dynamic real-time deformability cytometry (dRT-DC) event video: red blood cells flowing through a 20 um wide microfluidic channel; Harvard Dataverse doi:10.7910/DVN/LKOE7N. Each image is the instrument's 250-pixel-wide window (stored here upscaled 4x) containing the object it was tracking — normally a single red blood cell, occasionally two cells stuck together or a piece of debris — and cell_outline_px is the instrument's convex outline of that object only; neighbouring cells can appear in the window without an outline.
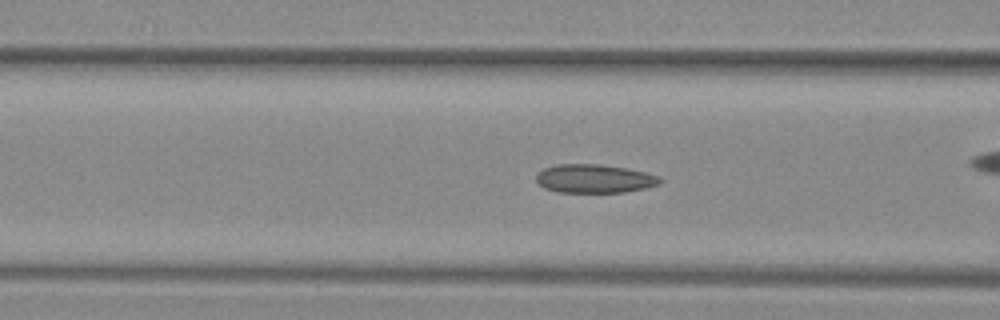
{"species": "common noctule bat (a hibernating species)", "species_latin": "Nyctalus noctula", "temperature_condition": "warm", "stored_images_in_passage": 50, "camera_frame_rate_fps": 3000, "um_per_image_px": 0.085, "animal": {"sex": "female", "body_mass_g": 29.2, "forearm_length_mm": 56.3}, "frame": {"image": 1, "passage_image": 19, "time_ms": 6.0, "image_size_px": [1000, 320], "cell_outline_px": [[664, 180], [660, 184], [644, 188], [624, 192], [556, 192], [544, 188], [536, 180], [536, 176], [544, 168], [556, 164], [600, 164], [624, 168], [644, 172], [660, 176]], "centroid_in_image_um": [50.53, 15.18], "position_along_channel_um": 116.1, "area_um2": 20.58}}
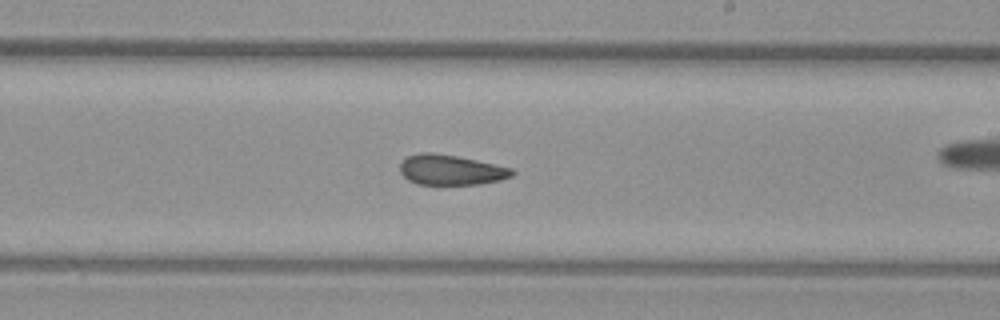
{"frame": {"image": 2, "passage_image": 29, "time_ms": 9.333, "image_size_px": [1000, 320], "cell_outline_px": [[516, 172], [512, 176], [500, 180], [480, 184], [416, 184], [408, 180], [400, 172], [400, 164], [408, 156], [420, 152], [432, 152], [456, 156], [476, 160], [512, 168]], "centroid_in_image_um": [38.32, 14.44], "position_along_channel_um": 250.7, "area_um2": 19.65}}
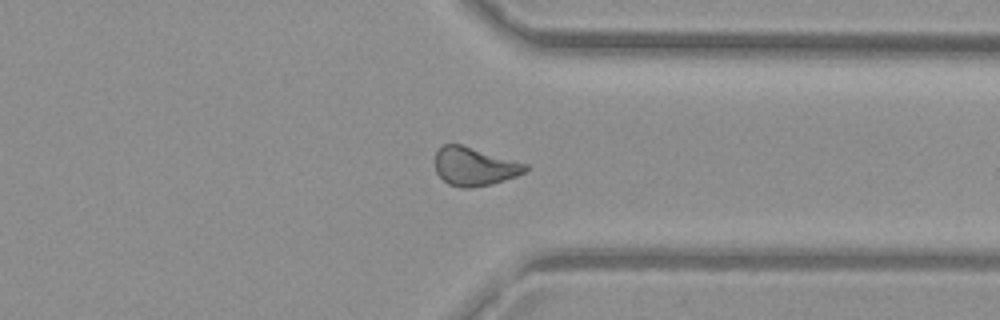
{"frame": {"image": 3, "passage_image": 38, "time_ms": 12.333, "image_size_px": [1000, 320], "cell_outline_px": [[528, 168], [524, 172], [516, 176], [492, 184], [472, 188], [460, 188], [448, 184], [436, 172], [436, 152], [444, 144], [460, 144], [528, 164]], "centroid_in_image_um": [40.33, 14.16], "position_along_channel_um": 371.1, "area_um2": 20.06}, "authors_computed_cell_mechanics": {"area_um2": 21.0681, "velocity_mm_per_s": 4.039, "shape_relaxation_time_tau1_ms": null, "shape_relaxation_time_tau2_ms": 3.3133, "deformation_change_tau1": null, "deformation_change_tau2": 0.0777}}